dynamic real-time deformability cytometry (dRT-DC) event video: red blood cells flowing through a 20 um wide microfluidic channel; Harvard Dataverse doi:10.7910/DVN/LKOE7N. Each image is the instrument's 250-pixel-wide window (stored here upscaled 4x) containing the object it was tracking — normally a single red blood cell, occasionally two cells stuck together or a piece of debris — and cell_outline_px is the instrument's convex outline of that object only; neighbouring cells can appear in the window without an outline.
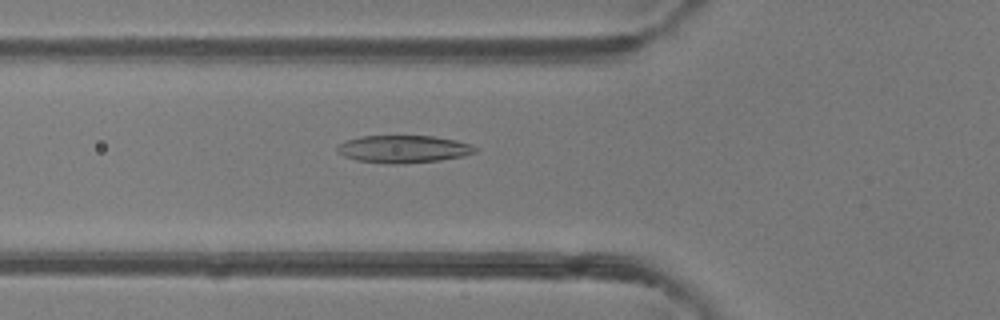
{"species": "common noctule bat (a hibernating species)", "species_latin": "Nyctalus noctula", "temperature_condition": "room temperature", "stored_images_in_passage": 31, "camera_frame_rate_fps": 3000, "um_per_image_px": 0.085, "animal": {"sex": "female"}, "frame": {"image": 1, "passage_image": 2, "time_ms": 0.333, "image_size_px": [1000, 320], "cell_outline_px": [[476, 152], [464, 156], [440, 160], [404, 164], [388, 164], [356, 160], [344, 156], [336, 152], [336, 148], [344, 140], [360, 136], [432, 136], [456, 140], [472, 144], [476, 148]], "centroid_in_image_um": [34.27, 12.67], "position_along_channel_um": 91.5, "area_um2": 22.31}}
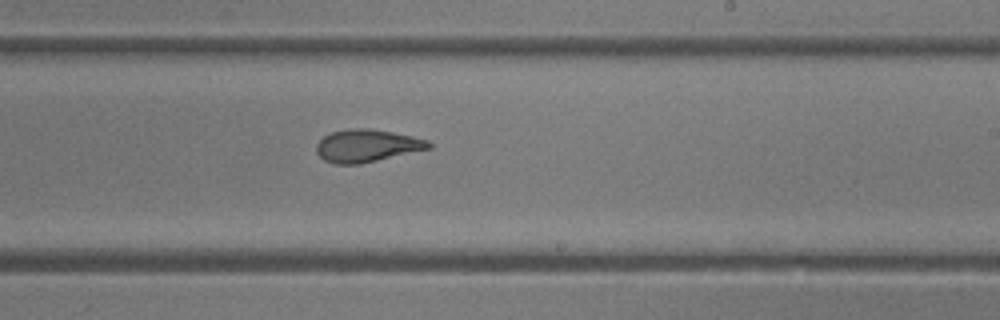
{"frame": {"image": 2, "passage_image": 14, "time_ms": 4.333, "image_size_px": [1000, 320], "cell_outline_px": [[432, 148], [360, 164], [336, 164], [324, 160], [316, 152], [316, 144], [324, 136], [332, 132], [348, 128], [368, 128], [392, 132], [412, 136], [428, 140], [432, 144]], "centroid_in_image_um": [31.19, 12.38], "position_along_channel_um": 257.8, "area_um2": 21.33}}
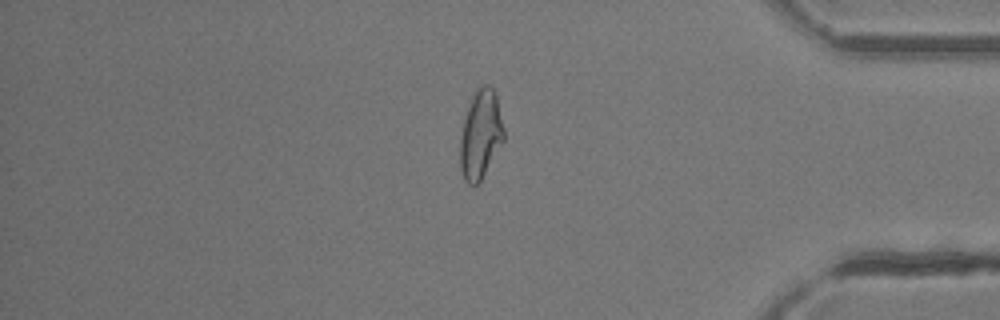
{"frame": {"image": 3, "passage_image": 26, "time_ms": 8.333, "image_size_px": [1000, 320], "cell_outline_px": [[504, 140], [476, 188], [472, 188], [464, 180], [460, 168], [460, 136], [468, 104], [476, 88], [484, 84], [488, 84], [496, 92], [504, 128]], "centroid_in_image_um": [40.84, 11.44], "position_along_channel_um": 394.4, "area_um2": 22.95}}